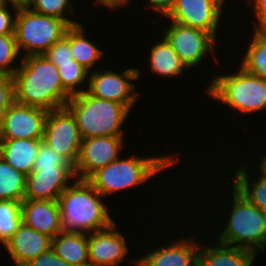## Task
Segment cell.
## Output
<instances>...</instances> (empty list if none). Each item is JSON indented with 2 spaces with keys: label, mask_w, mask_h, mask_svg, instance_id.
I'll return each instance as SVG.
<instances>
[{
  "label": "cell",
  "mask_w": 266,
  "mask_h": 266,
  "mask_svg": "<svg viewBox=\"0 0 266 266\" xmlns=\"http://www.w3.org/2000/svg\"><path fill=\"white\" fill-rule=\"evenodd\" d=\"M15 101L48 111L66 107L72 97L64 88L57 66L44 55L22 57L13 76Z\"/></svg>",
  "instance_id": "cell-1"
},
{
  "label": "cell",
  "mask_w": 266,
  "mask_h": 266,
  "mask_svg": "<svg viewBox=\"0 0 266 266\" xmlns=\"http://www.w3.org/2000/svg\"><path fill=\"white\" fill-rule=\"evenodd\" d=\"M103 198L87 180L71 181L58 199L64 231L89 234L109 227L114 218Z\"/></svg>",
  "instance_id": "cell-2"
},
{
  "label": "cell",
  "mask_w": 266,
  "mask_h": 266,
  "mask_svg": "<svg viewBox=\"0 0 266 266\" xmlns=\"http://www.w3.org/2000/svg\"><path fill=\"white\" fill-rule=\"evenodd\" d=\"M173 156H154L118 158L109 165L97 170L87 181L103 196L112 195L123 189L142 185L159 172L177 163L179 158Z\"/></svg>",
  "instance_id": "cell-3"
},
{
  "label": "cell",
  "mask_w": 266,
  "mask_h": 266,
  "mask_svg": "<svg viewBox=\"0 0 266 266\" xmlns=\"http://www.w3.org/2000/svg\"><path fill=\"white\" fill-rule=\"evenodd\" d=\"M66 107L75 116L82 139L124 136L122 129L130 111L123 104L93 97L85 91L72 96Z\"/></svg>",
  "instance_id": "cell-4"
},
{
  "label": "cell",
  "mask_w": 266,
  "mask_h": 266,
  "mask_svg": "<svg viewBox=\"0 0 266 266\" xmlns=\"http://www.w3.org/2000/svg\"><path fill=\"white\" fill-rule=\"evenodd\" d=\"M233 202L230 206L229 216H226L224 229L220 232L218 242L246 248L261 254L266 249V214L249 203L239 192L232 189Z\"/></svg>",
  "instance_id": "cell-5"
},
{
  "label": "cell",
  "mask_w": 266,
  "mask_h": 266,
  "mask_svg": "<svg viewBox=\"0 0 266 266\" xmlns=\"http://www.w3.org/2000/svg\"><path fill=\"white\" fill-rule=\"evenodd\" d=\"M237 71L212 77L206 90L208 96L244 115L266 110V80L241 66Z\"/></svg>",
  "instance_id": "cell-6"
},
{
  "label": "cell",
  "mask_w": 266,
  "mask_h": 266,
  "mask_svg": "<svg viewBox=\"0 0 266 266\" xmlns=\"http://www.w3.org/2000/svg\"><path fill=\"white\" fill-rule=\"evenodd\" d=\"M70 26L59 18L36 13L29 8L18 9L15 20V38L24 57L43 55L60 41Z\"/></svg>",
  "instance_id": "cell-7"
},
{
  "label": "cell",
  "mask_w": 266,
  "mask_h": 266,
  "mask_svg": "<svg viewBox=\"0 0 266 266\" xmlns=\"http://www.w3.org/2000/svg\"><path fill=\"white\" fill-rule=\"evenodd\" d=\"M162 32L187 69L198 67L208 53L215 54L218 41L209 32L171 21Z\"/></svg>",
  "instance_id": "cell-8"
},
{
  "label": "cell",
  "mask_w": 266,
  "mask_h": 266,
  "mask_svg": "<svg viewBox=\"0 0 266 266\" xmlns=\"http://www.w3.org/2000/svg\"><path fill=\"white\" fill-rule=\"evenodd\" d=\"M123 71V73H117L102 69L100 72H89L87 92L93 97L123 104L131 112L139 95L132 81L138 80L141 72L133 67Z\"/></svg>",
  "instance_id": "cell-9"
},
{
  "label": "cell",
  "mask_w": 266,
  "mask_h": 266,
  "mask_svg": "<svg viewBox=\"0 0 266 266\" xmlns=\"http://www.w3.org/2000/svg\"><path fill=\"white\" fill-rule=\"evenodd\" d=\"M43 141L75 166L81 150L82 137L72 112L63 107L49 111Z\"/></svg>",
  "instance_id": "cell-10"
},
{
  "label": "cell",
  "mask_w": 266,
  "mask_h": 266,
  "mask_svg": "<svg viewBox=\"0 0 266 266\" xmlns=\"http://www.w3.org/2000/svg\"><path fill=\"white\" fill-rule=\"evenodd\" d=\"M225 1L176 0L173 9L165 18L171 22L209 32L216 39Z\"/></svg>",
  "instance_id": "cell-11"
},
{
  "label": "cell",
  "mask_w": 266,
  "mask_h": 266,
  "mask_svg": "<svg viewBox=\"0 0 266 266\" xmlns=\"http://www.w3.org/2000/svg\"><path fill=\"white\" fill-rule=\"evenodd\" d=\"M124 140L114 136L82 139L80 155L74 166L76 179L87 180L97 170L120 158Z\"/></svg>",
  "instance_id": "cell-12"
},
{
  "label": "cell",
  "mask_w": 266,
  "mask_h": 266,
  "mask_svg": "<svg viewBox=\"0 0 266 266\" xmlns=\"http://www.w3.org/2000/svg\"><path fill=\"white\" fill-rule=\"evenodd\" d=\"M48 113L15 101L6 111L0 134L3 139H43Z\"/></svg>",
  "instance_id": "cell-13"
},
{
  "label": "cell",
  "mask_w": 266,
  "mask_h": 266,
  "mask_svg": "<svg viewBox=\"0 0 266 266\" xmlns=\"http://www.w3.org/2000/svg\"><path fill=\"white\" fill-rule=\"evenodd\" d=\"M116 224L88 234L90 266H117L128 254L127 240Z\"/></svg>",
  "instance_id": "cell-14"
},
{
  "label": "cell",
  "mask_w": 266,
  "mask_h": 266,
  "mask_svg": "<svg viewBox=\"0 0 266 266\" xmlns=\"http://www.w3.org/2000/svg\"><path fill=\"white\" fill-rule=\"evenodd\" d=\"M70 179H76L74 167L32 171L26 175L25 199L58 200L60 194L71 184Z\"/></svg>",
  "instance_id": "cell-15"
},
{
  "label": "cell",
  "mask_w": 266,
  "mask_h": 266,
  "mask_svg": "<svg viewBox=\"0 0 266 266\" xmlns=\"http://www.w3.org/2000/svg\"><path fill=\"white\" fill-rule=\"evenodd\" d=\"M180 239L133 259L134 266H199L198 241L194 237Z\"/></svg>",
  "instance_id": "cell-16"
},
{
  "label": "cell",
  "mask_w": 266,
  "mask_h": 266,
  "mask_svg": "<svg viewBox=\"0 0 266 266\" xmlns=\"http://www.w3.org/2000/svg\"><path fill=\"white\" fill-rule=\"evenodd\" d=\"M22 222L52 239L60 232L62 218L58 200H28L21 202Z\"/></svg>",
  "instance_id": "cell-17"
},
{
  "label": "cell",
  "mask_w": 266,
  "mask_h": 266,
  "mask_svg": "<svg viewBox=\"0 0 266 266\" xmlns=\"http://www.w3.org/2000/svg\"><path fill=\"white\" fill-rule=\"evenodd\" d=\"M4 247L14 261L15 266H25L31 260L52 248V238L26 226L22 222Z\"/></svg>",
  "instance_id": "cell-18"
},
{
  "label": "cell",
  "mask_w": 266,
  "mask_h": 266,
  "mask_svg": "<svg viewBox=\"0 0 266 266\" xmlns=\"http://www.w3.org/2000/svg\"><path fill=\"white\" fill-rule=\"evenodd\" d=\"M215 246L202 242L199 248V266H253L256 252L215 241Z\"/></svg>",
  "instance_id": "cell-19"
},
{
  "label": "cell",
  "mask_w": 266,
  "mask_h": 266,
  "mask_svg": "<svg viewBox=\"0 0 266 266\" xmlns=\"http://www.w3.org/2000/svg\"><path fill=\"white\" fill-rule=\"evenodd\" d=\"M52 250L71 266H90L88 233L62 231L52 239Z\"/></svg>",
  "instance_id": "cell-20"
},
{
  "label": "cell",
  "mask_w": 266,
  "mask_h": 266,
  "mask_svg": "<svg viewBox=\"0 0 266 266\" xmlns=\"http://www.w3.org/2000/svg\"><path fill=\"white\" fill-rule=\"evenodd\" d=\"M43 139H3V160L25 175L33 171Z\"/></svg>",
  "instance_id": "cell-21"
},
{
  "label": "cell",
  "mask_w": 266,
  "mask_h": 266,
  "mask_svg": "<svg viewBox=\"0 0 266 266\" xmlns=\"http://www.w3.org/2000/svg\"><path fill=\"white\" fill-rule=\"evenodd\" d=\"M149 61L152 73L161 78H174L181 75L185 69L187 70L180 57L163 36L161 41L150 46Z\"/></svg>",
  "instance_id": "cell-22"
},
{
  "label": "cell",
  "mask_w": 266,
  "mask_h": 266,
  "mask_svg": "<svg viewBox=\"0 0 266 266\" xmlns=\"http://www.w3.org/2000/svg\"><path fill=\"white\" fill-rule=\"evenodd\" d=\"M85 27L83 24L70 26L66 33L65 38L70 42L71 54L74 59L85 67L89 72L95 69L94 66L97 60L104 56L102 49L97 47L85 36Z\"/></svg>",
  "instance_id": "cell-23"
},
{
  "label": "cell",
  "mask_w": 266,
  "mask_h": 266,
  "mask_svg": "<svg viewBox=\"0 0 266 266\" xmlns=\"http://www.w3.org/2000/svg\"><path fill=\"white\" fill-rule=\"evenodd\" d=\"M241 165L242 164H240L238 168L236 166V169L234 170L233 174L235 175H232L233 184L231 189L234 188L249 203L266 211V180L259 176H256L253 180V177L248 174L250 172L249 169L247 171V168H245L244 165Z\"/></svg>",
  "instance_id": "cell-24"
},
{
  "label": "cell",
  "mask_w": 266,
  "mask_h": 266,
  "mask_svg": "<svg viewBox=\"0 0 266 266\" xmlns=\"http://www.w3.org/2000/svg\"><path fill=\"white\" fill-rule=\"evenodd\" d=\"M252 35L240 66L248 73L266 80V31L254 30Z\"/></svg>",
  "instance_id": "cell-25"
},
{
  "label": "cell",
  "mask_w": 266,
  "mask_h": 266,
  "mask_svg": "<svg viewBox=\"0 0 266 266\" xmlns=\"http://www.w3.org/2000/svg\"><path fill=\"white\" fill-rule=\"evenodd\" d=\"M26 175L14 169L4 160L0 161V201L25 199Z\"/></svg>",
  "instance_id": "cell-26"
},
{
  "label": "cell",
  "mask_w": 266,
  "mask_h": 266,
  "mask_svg": "<svg viewBox=\"0 0 266 266\" xmlns=\"http://www.w3.org/2000/svg\"><path fill=\"white\" fill-rule=\"evenodd\" d=\"M58 68L63 88L71 95H77L84 93L88 89L89 71L79 64L75 59L66 63H54ZM87 79V80H86ZM87 86L85 89L81 87V84Z\"/></svg>",
  "instance_id": "cell-27"
},
{
  "label": "cell",
  "mask_w": 266,
  "mask_h": 266,
  "mask_svg": "<svg viewBox=\"0 0 266 266\" xmlns=\"http://www.w3.org/2000/svg\"><path fill=\"white\" fill-rule=\"evenodd\" d=\"M22 224L21 203L0 201V244L5 245Z\"/></svg>",
  "instance_id": "cell-28"
},
{
  "label": "cell",
  "mask_w": 266,
  "mask_h": 266,
  "mask_svg": "<svg viewBox=\"0 0 266 266\" xmlns=\"http://www.w3.org/2000/svg\"><path fill=\"white\" fill-rule=\"evenodd\" d=\"M71 4L70 0H32L28 8L36 13L59 18L64 20L69 26H74L80 24V22L65 16L66 13L75 14L74 11L76 9Z\"/></svg>",
  "instance_id": "cell-29"
},
{
  "label": "cell",
  "mask_w": 266,
  "mask_h": 266,
  "mask_svg": "<svg viewBox=\"0 0 266 266\" xmlns=\"http://www.w3.org/2000/svg\"><path fill=\"white\" fill-rule=\"evenodd\" d=\"M15 34L0 35V75L14 76L19 68L17 58H20ZM13 63L16 65L13 66Z\"/></svg>",
  "instance_id": "cell-30"
},
{
  "label": "cell",
  "mask_w": 266,
  "mask_h": 266,
  "mask_svg": "<svg viewBox=\"0 0 266 266\" xmlns=\"http://www.w3.org/2000/svg\"><path fill=\"white\" fill-rule=\"evenodd\" d=\"M54 167H74L61 154L47 145L43 140L40 144L33 171Z\"/></svg>",
  "instance_id": "cell-31"
},
{
  "label": "cell",
  "mask_w": 266,
  "mask_h": 266,
  "mask_svg": "<svg viewBox=\"0 0 266 266\" xmlns=\"http://www.w3.org/2000/svg\"><path fill=\"white\" fill-rule=\"evenodd\" d=\"M15 102L14 79L11 75H0V129L7 109Z\"/></svg>",
  "instance_id": "cell-32"
},
{
  "label": "cell",
  "mask_w": 266,
  "mask_h": 266,
  "mask_svg": "<svg viewBox=\"0 0 266 266\" xmlns=\"http://www.w3.org/2000/svg\"><path fill=\"white\" fill-rule=\"evenodd\" d=\"M43 55L53 63H66L74 59L70 42L65 37L54 43Z\"/></svg>",
  "instance_id": "cell-33"
},
{
  "label": "cell",
  "mask_w": 266,
  "mask_h": 266,
  "mask_svg": "<svg viewBox=\"0 0 266 266\" xmlns=\"http://www.w3.org/2000/svg\"><path fill=\"white\" fill-rule=\"evenodd\" d=\"M8 8H10V5L0 8V35L15 33V20L18 9L10 11Z\"/></svg>",
  "instance_id": "cell-34"
},
{
  "label": "cell",
  "mask_w": 266,
  "mask_h": 266,
  "mask_svg": "<svg viewBox=\"0 0 266 266\" xmlns=\"http://www.w3.org/2000/svg\"><path fill=\"white\" fill-rule=\"evenodd\" d=\"M25 266H71V265H69L59 256H57L56 253L51 248L48 252L31 260Z\"/></svg>",
  "instance_id": "cell-35"
},
{
  "label": "cell",
  "mask_w": 266,
  "mask_h": 266,
  "mask_svg": "<svg viewBox=\"0 0 266 266\" xmlns=\"http://www.w3.org/2000/svg\"><path fill=\"white\" fill-rule=\"evenodd\" d=\"M247 2L252 4V10L258 22L253 24V30L266 31V0H247Z\"/></svg>",
  "instance_id": "cell-36"
},
{
  "label": "cell",
  "mask_w": 266,
  "mask_h": 266,
  "mask_svg": "<svg viewBox=\"0 0 266 266\" xmlns=\"http://www.w3.org/2000/svg\"><path fill=\"white\" fill-rule=\"evenodd\" d=\"M154 12L163 14L165 18L173 9L176 0H145Z\"/></svg>",
  "instance_id": "cell-37"
},
{
  "label": "cell",
  "mask_w": 266,
  "mask_h": 266,
  "mask_svg": "<svg viewBox=\"0 0 266 266\" xmlns=\"http://www.w3.org/2000/svg\"><path fill=\"white\" fill-rule=\"evenodd\" d=\"M6 5L10 4L12 10L20 8H28L32 0H4Z\"/></svg>",
  "instance_id": "cell-38"
},
{
  "label": "cell",
  "mask_w": 266,
  "mask_h": 266,
  "mask_svg": "<svg viewBox=\"0 0 266 266\" xmlns=\"http://www.w3.org/2000/svg\"><path fill=\"white\" fill-rule=\"evenodd\" d=\"M258 168V172H259V177L263 178L266 180V154L264 153V156L262 157V160H260V162L257 165Z\"/></svg>",
  "instance_id": "cell-39"
},
{
  "label": "cell",
  "mask_w": 266,
  "mask_h": 266,
  "mask_svg": "<svg viewBox=\"0 0 266 266\" xmlns=\"http://www.w3.org/2000/svg\"><path fill=\"white\" fill-rule=\"evenodd\" d=\"M117 9L119 8H123L124 6L126 7V5L128 6L130 0H109Z\"/></svg>",
  "instance_id": "cell-40"
},
{
  "label": "cell",
  "mask_w": 266,
  "mask_h": 266,
  "mask_svg": "<svg viewBox=\"0 0 266 266\" xmlns=\"http://www.w3.org/2000/svg\"><path fill=\"white\" fill-rule=\"evenodd\" d=\"M95 1V0H94ZM97 4L106 7V8H110V9H116V7L109 1V0H96Z\"/></svg>",
  "instance_id": "cell-41"
},
{
  "label": "cell",
  "mask_w": 266,
  "mask_h": 266,
  "mask_svg": "<svg viewBox=\"0 0 266 266\" xmlns=\"http://www.w3.org/2000/svg\"><path fill=\"white\" fill-rule=\"evenodd\" d=\"M3 160V138L0 134V161Z\"/></svg>",
  "instance_id": "cell-42"
},
{
  "label": "cell",
  "mask_w": 266,
  "mask_h": 266,
  "mask_svg": "<svg viewBox=\"0 0 266 266\" xmlns=\"http://www.w3.org/2000/svg\"><path fill=\"white\" fill-rule=\"evenodd\" d=\"M5 5H6L5 1L4 0H0V8L4 7Z\"/></svg>",
  "instance_id": "cell-43"
}]
</instances>
